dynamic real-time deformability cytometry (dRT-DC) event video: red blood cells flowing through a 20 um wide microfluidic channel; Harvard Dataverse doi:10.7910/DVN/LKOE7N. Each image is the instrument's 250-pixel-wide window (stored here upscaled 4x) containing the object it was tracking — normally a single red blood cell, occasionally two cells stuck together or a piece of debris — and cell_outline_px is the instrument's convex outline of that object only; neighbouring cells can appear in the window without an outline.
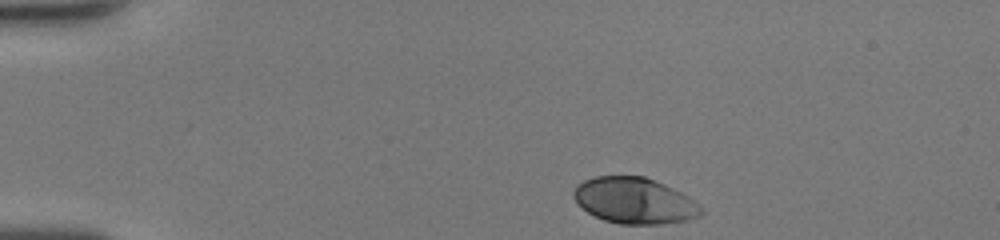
{"species": "human", "species_latin": "Homo sapiens", "temperature_condition": "room temperature", "stored_images_in_passage": 40, "camera_frame_rate_fps": 3000, "um_per_image_px": 0.085, "donor": {"sex": "female"}, "frame": {"image": 1, "passage_image": 1, "time_ms": 0.0, "image_size_px": [1000, 240], "cell_outline_px": [[704, 212], [700, 216], [684, 220], [660, 224], [620, 224], [604, 220], [588, 212], [572, 196], [572, 192], [584, 180], [596, 176], [644, 176], [664, 184], [688, 196]], "centroid_in_image_um": [53.92, 17.05], "position_along_channel_um": 31.1, "area_um2": 33.7}}
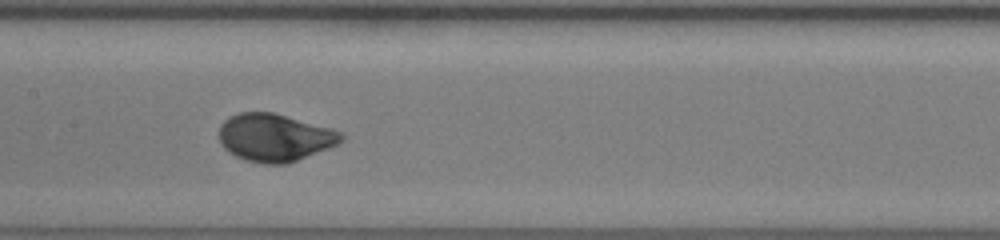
{"frame": {"image": 2, "passage_image": 17, "time_ms": 5.333, "image_size_px": [1000, 240], "cell_outline_px": [[344, 140], [340, 144], [288, 164], [264, 164], [248, 160], [236, 156], [228, 152], [220, 144], [220, 124], [228, 116], [236, 112], [272, 112], [332, 128], [340, 132], [344, 136]], "centroid_in_image_um": [23.36, 11.69], "position_along_channel_um": 184.0, "area_um2": 34.22}}
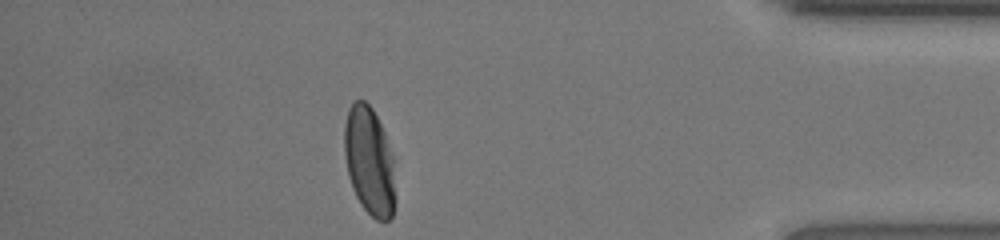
{"frame": {"image": 3, "passage_image": 35, "time_ms": 11.333, "image_size_px": [1000, 240], "cell_outline_px": [[396, 204], [392, 216], [388, 220], [376, 220], [360, 204], [352, 188], [348, 176], [344, 156], [344, 124], [348, 108], [356, 100], [364, 100], [372, 108], [384, 132], [392, 156], [396, 200]], "centroid_in_image_um": [31.38, 13.71], "position_along_channel_um": 403.8, "area_um2": 32.31}, "authors_computed_cell_mechanics": {"area_um2": 33.6107, "velocity_mm_per_s": 4.2724, "shape_relaxation_time_tau1_ms": 2.011, "shape_relaxation_time_tau2_ms": null, "deformation_change_tau1": 0.1518, "deformation_change_tau2": null}}